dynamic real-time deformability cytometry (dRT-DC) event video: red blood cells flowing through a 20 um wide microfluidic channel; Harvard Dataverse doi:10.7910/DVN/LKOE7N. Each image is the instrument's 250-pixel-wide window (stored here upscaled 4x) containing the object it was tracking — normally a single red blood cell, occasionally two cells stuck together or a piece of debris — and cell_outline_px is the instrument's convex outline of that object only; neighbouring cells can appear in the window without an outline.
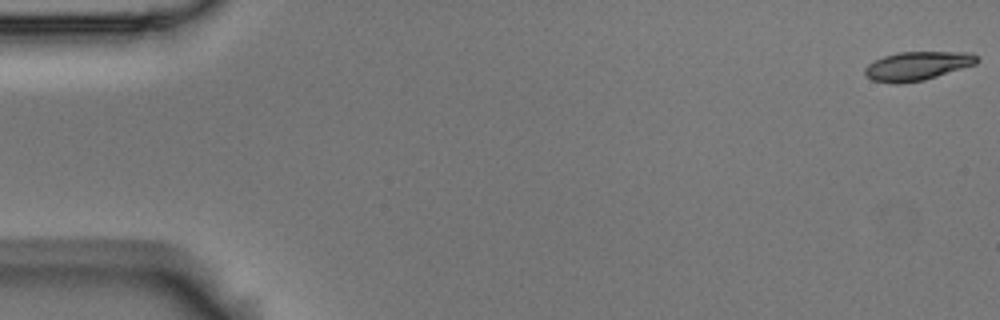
{"species": "Egyptian fruit bat (a non-hibernating species)", "species_latin": "Rousettus aegyptiacus", "temperature_condition": "room temperature", "stored_images_in_passage": 5, "camera_frame_rate_fps": 3000, "um_per_image_px": 0.085, "animal": {"sex": "male"}, "frame": {"image": 1, "passage_image": 1, "time_ms": 0.0, "image_size_px": [1000, 320], "cell_outline_px": [[980, 60], [976, 64], [924, 80], [900, 84], [892, 84], [872, 80], [864, 76], [864, 68], [868, 64], [884, 56], [900, 52], [972, 52], [980, 56]], "centroid_in_image_um": [77.98, 5.61], "position_along_channel_um": 7.0, "area_um2": 19.02}}
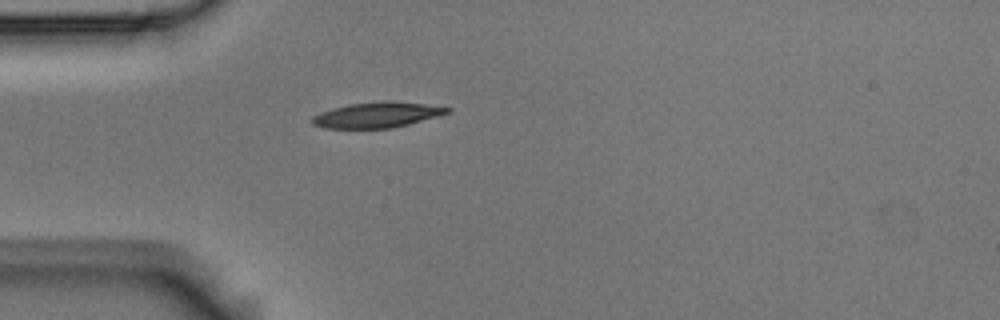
{"frame": {"image": 2, "passage_image": 5, "time_ms": 1.333, "image_size_px": [1000, 320], "cell_outline_px": [[452, 112], [408, 124], [392, 128], [324, 128], [312, 124], [312, 116], [320, 112], [332, 108], [352, 104], [424, 104], [452, 108]], "centroid_in_image_um": [32.0, 9.82], "position_along_channel_um": 53.0, "area_um2": 18.9}}